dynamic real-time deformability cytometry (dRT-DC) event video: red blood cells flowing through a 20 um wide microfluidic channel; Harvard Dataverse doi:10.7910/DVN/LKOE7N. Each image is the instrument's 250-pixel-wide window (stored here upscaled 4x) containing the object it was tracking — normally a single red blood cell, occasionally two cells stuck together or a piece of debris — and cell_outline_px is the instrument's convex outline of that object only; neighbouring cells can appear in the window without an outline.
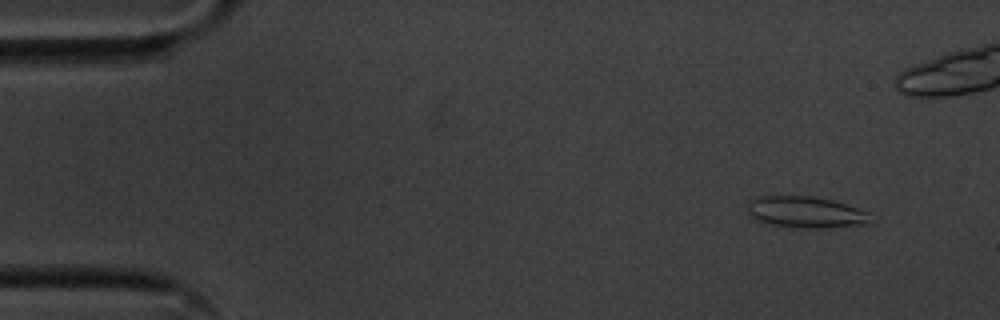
{"species": "common noctule bat (a hibernating species)", "species_latin": "Nyctalus noctula", "temperature_condition": "cold", "stored_images_in_passage": 53, "camera_frame_rate_fps": 3000, "um_per_image_px": 0.085, "animal": {"sex": "male", "body_mass_g": 20.1, "forearm_length_mm": 53.5}, "frame": {"image": 1, "passage_image": 1, "time_ms": 0.0, "image_size_px": [1000, 320], "cell_outline_px": [[872, 224], [824, 228], [804, 228], [764, 224], [752, 220], [748, 216], [748, 204], [756, 196], [812, 196], [832, 200], [868, 212]], "centroid_in_image_um": [68.44, 18.05], "position_along_channel_um": 16.6, "area_um2": 22.83}}
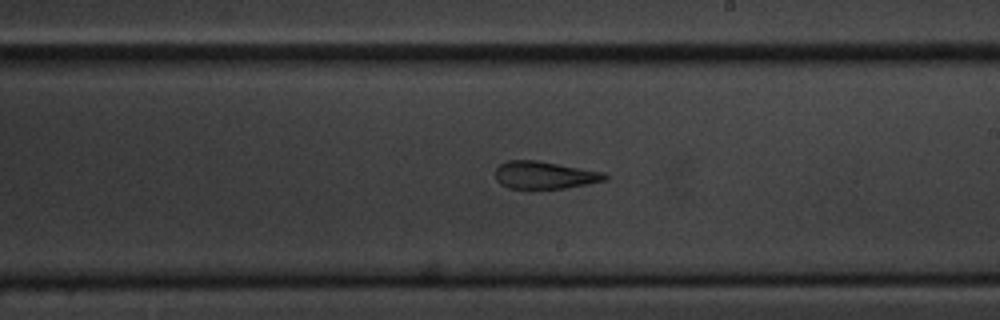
{"frame": {"image": 2, "passage_image": 28, "time_ms": 9.0, "image_size_px": [1000, 320], "cell_outline_px": [[608, 180], [588, 184], [564, 188], [508, 188], [500, 184], [496, 180], [496, 168], [500, 164], [508, 160], [540, 160], [604, 172], [608, 176]], "centroid_in_image_um": [46.31, 14.87], "position_along_channel_um": 242.7, "area_um2": 17.69}}
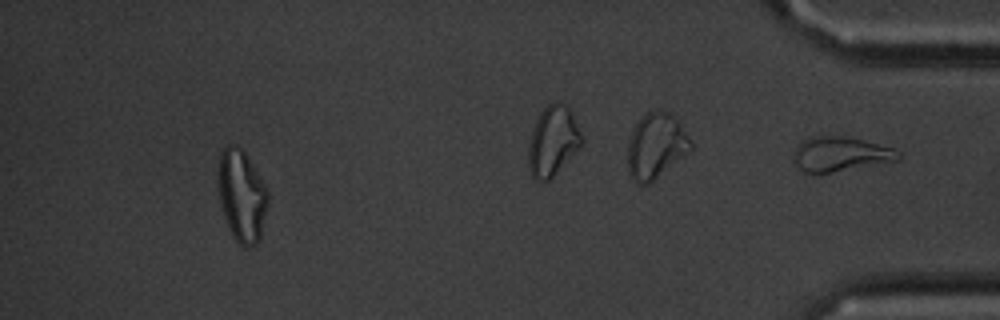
{"frame": {"image": 3, "passage_image": 48, "time_ms": 15.667, "image_size_px": [1000, 320], "cell_outline_px": [[268, 204], [260, 240], [256, 244], [248, 248], [244, 248], [232, 236], [224, 216], [220, 200], [220, 152], [228, 144], [236, 144], [244, 152], [268, 188]], "centroid_in_image_um": [20.59, 16.68], "position_along_channel_um": 414.6, "area_um2": 26.36}, "authors_computed_cell_mechanics": {"area_um2": 19.3052, "velocity_mm_per_s": 3.567, "shape_relaxation_time_tau1_ms": null, "shape_relaxation_time_tau2_ms": 2.5166, "deformation_change_tau1": null, "deformation_change_tau2": 0.1076}}